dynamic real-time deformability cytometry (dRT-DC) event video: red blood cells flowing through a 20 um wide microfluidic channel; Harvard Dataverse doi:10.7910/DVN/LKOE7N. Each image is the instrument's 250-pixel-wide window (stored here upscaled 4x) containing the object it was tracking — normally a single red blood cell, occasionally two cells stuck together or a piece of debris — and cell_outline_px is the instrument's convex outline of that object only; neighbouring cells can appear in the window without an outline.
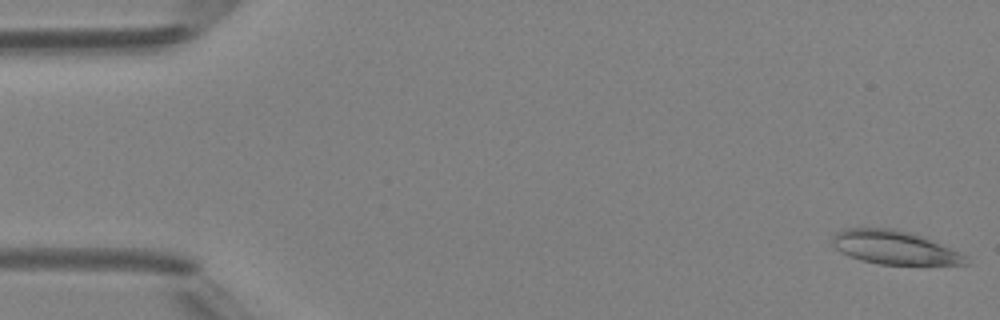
{"species": "Egyptian fruit bat (a non-hibernating species)", "species_latin": "Rousettus aegyptiacus", "temperature_condition": "room temperature", "stored_images_in_passage": 5, "camera_frame_rate_fps": 3000, "um_per_image_px": 0.085, "animal": {"sex": "female"}, "frame": {"image": 1, "passage_image": 1, "time_ms": 0.0, "image_size_px": [1000, 320], "cell_outline_px": [[972, 264], [880, 264], [860, 260], [840, 252], [832, 244], [832, 240], [836, 232], [844, 228], [892, 228], [924, 236], [960, 252], [968, 256]], "centroid_in_image_um": [76.06, 21.03], "position_along_channel_um": 8.9, "area_um2": 26.18}}
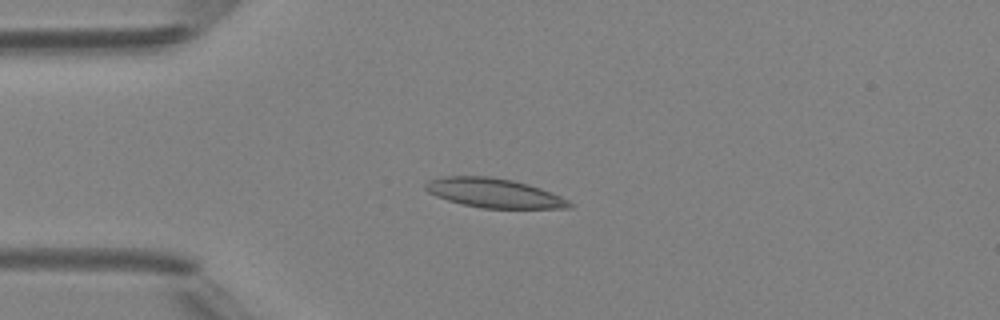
{"frame": {"image": 2, "passage_image": 4, "time_ms": 3.667, "image_size_px": [1000, 320], "cell_outline_px": [[572, 208], [484, 208], [464, 204], [448, 200], [436, 196], [428, 192], [424, 188], [424, 184], [428, 180], [444, 176], [488, 176], [512, 180], [528, 184], [540, 188], [560, 196], [568, 200], [572, 204]], "centroid_in_image_um": [41.96, 16.4], "position_along_channel_um": 43.0, "area_um2": 24.39}}